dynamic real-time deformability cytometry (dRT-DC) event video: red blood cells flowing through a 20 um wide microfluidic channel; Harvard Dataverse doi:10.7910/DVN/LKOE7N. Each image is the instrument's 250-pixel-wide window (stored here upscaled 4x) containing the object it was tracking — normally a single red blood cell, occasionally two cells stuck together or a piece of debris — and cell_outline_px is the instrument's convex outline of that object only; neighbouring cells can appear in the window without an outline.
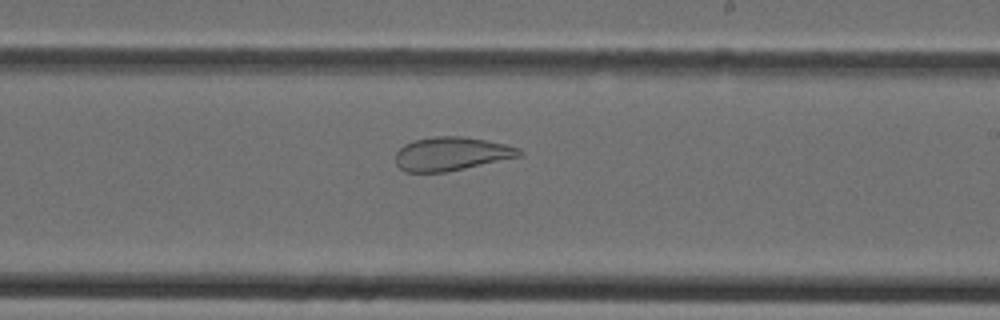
{"species": "Egyptian fruit bat (a non-hibernating species)", "species_latin": "Rousettus aegyptiacus", "temperature_condition": "cold", "stored_images_in_passage": 29, "camera_frame_rate_fps": 3000, "um_per_image_px": 0.085, "animal": {"sex": "female"}, "frame": {"image": 1, "passage_image": 13, "time_ms": 4.0, "image_size_px": [1000, 320], "cell_outline_px": [[524, 156], [444, 172], [404, 172], [396, 164], [396, 152], [404, 144], [416, 140], [436, 136], [460, 136], [484, 140], [504, 144], [520, 148], [524, 152]], "centroid_in_image_um": [38.39, 13.08], "position_along_channel_um": 250.6, "area_um2": 24.16}}
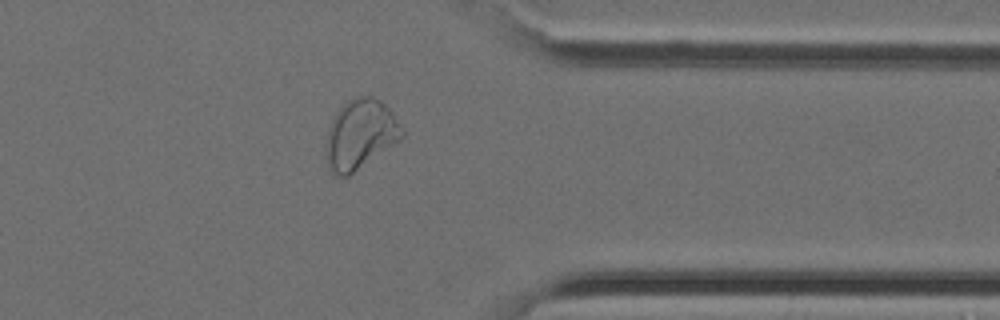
{"frame": {"image": 2, "passage_image": 21, "time_ms": 6.667, "image_size_px": [1000, 320], "cell_outline_px": [[404, 136], [348, 176], [332, 176], [324, 156], [328, 128], [336, 112], [348, 100], [360, 96], [372, 96], [380, 100], [392, 112], [404, 128]], "centroid_in_image_um": [30.59, 11.43], "position_along_channel_um": 380.8, "area_um2": 30.75}}
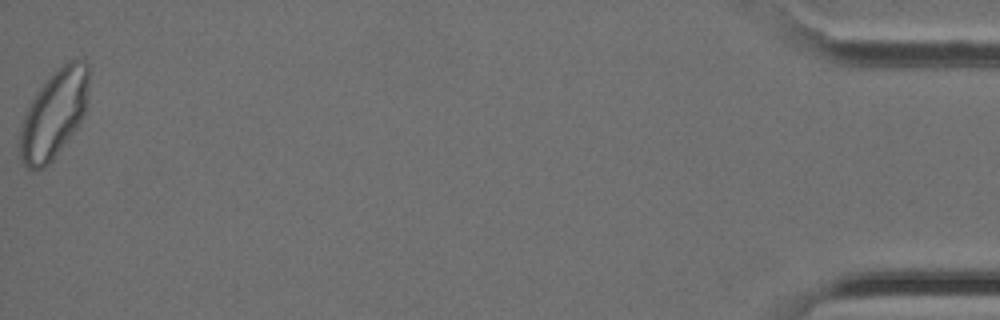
{"frame": {"image": 3, "passage_image": 29, "time_ms": 9.333, "image_size_px": [1000, 320], "cell_outline_px": [[88, 84], [84, 112], [80, 124], [52, 160], [44, 168], [36, 172], [28, 168], [20, 160], [20, 128], [24, 116], [32, 100], [40, 88], [68, 60], [84, 60], [88, 64]], "centroid_in_image_um": [4.58, 9.77], "position_along_channel_um": 430.6, "area_um2": 34.68}}